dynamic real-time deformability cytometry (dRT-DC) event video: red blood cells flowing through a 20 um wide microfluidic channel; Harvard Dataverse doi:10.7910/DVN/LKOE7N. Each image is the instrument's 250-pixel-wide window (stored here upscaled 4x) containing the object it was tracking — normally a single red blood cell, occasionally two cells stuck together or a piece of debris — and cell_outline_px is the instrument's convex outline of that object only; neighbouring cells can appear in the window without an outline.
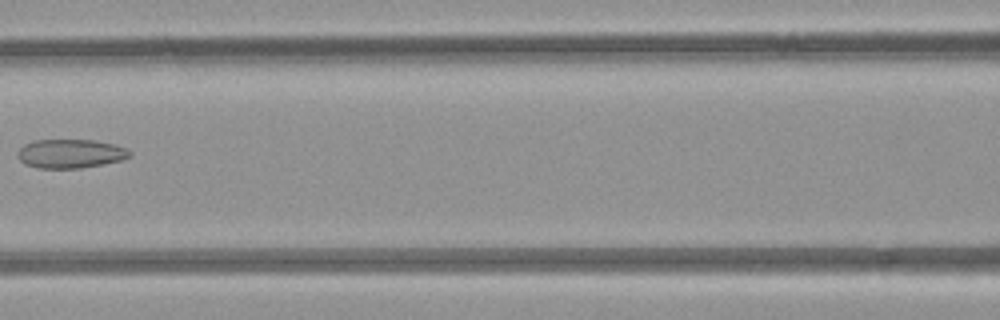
{"species": "common noctule bat (a hibernating species)", "species_latin": "Nyctalus noctula", "temperature_condition": "room temperature", "stored_images_in_passage": 4, "segment_of_instrument_passage": [1, 2], "camera_frame_rate_fps": 3000, "um_per_image_px": 0.085, "animal": {"sex": "female", "body_mass_g": 21.9}, "frame": {"image": 1, "passage_image": 3, "time_ms": 2.333, "image_size_px": [1000, 320], "cell_outline_px": [[132, 156], [120, 160], [104, 164], [80, 168], [36, 168], [24, 164], [20, 160], [16, 152], [24, 144], [32, 140], [96, 140], [128, 148], [132, 152]], "centroid_in_image_um": [5.98, 13.06], "position_along_channel_um": 160.6, "area_um2": 19.07}}